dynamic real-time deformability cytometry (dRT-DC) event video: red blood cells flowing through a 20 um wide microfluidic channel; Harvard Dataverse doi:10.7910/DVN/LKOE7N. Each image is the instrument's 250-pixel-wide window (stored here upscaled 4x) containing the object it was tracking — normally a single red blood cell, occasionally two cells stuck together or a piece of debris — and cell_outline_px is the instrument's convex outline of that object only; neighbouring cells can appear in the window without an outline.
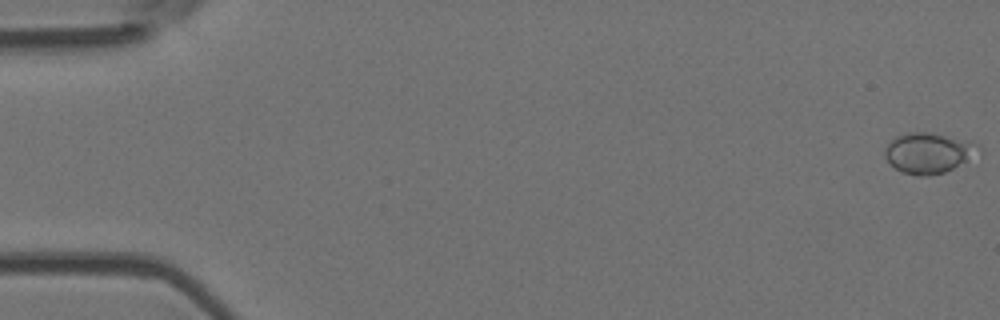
{"species": "Egyptian fruit bat (a non-hibernating species)", "species_latin": "Rousettus aegyptiacus", "temperature_condition": "room temperature", "stored_images_in_passage": 18, "camera_frame_rate_fps": 3000, "um_per_image_px": 0.085, "animal": {"sex": "female"}, "frame": {"image": 1, "passage_image": 1, "time_ms": 0.0, "image_size_px": [1000, 320], "cell_outline_px": [[984, 152], [944, 172], [928, 176], [916, 176], [904, 172], [896, 168], [884, 156], [884, 148], [896, 136], [912, 132], [928, 132], [972, 140], [980, 144]], "centroid_in_image_um": [79.01, 12.98], "position_along_channel_um": 6.0, "area_um2": 22.37}}
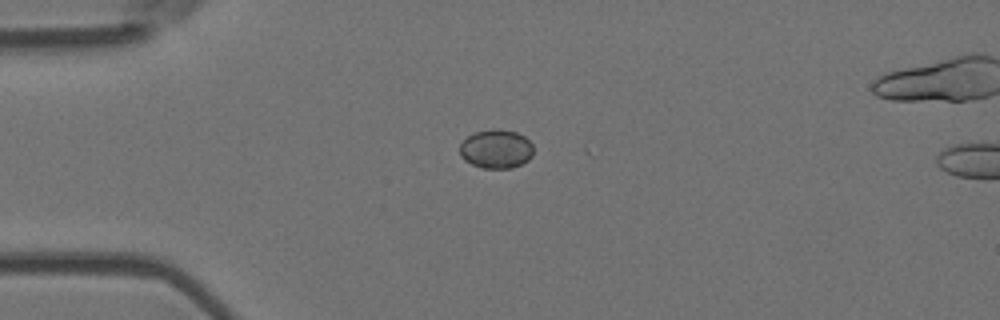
{"frame": {"image": 2, "passage_image": 14, "time_ms": 4.333, "image_size_px": [1000, 320], "cell_outline_px": [[532, 156], [528, 160], [512, 168], [484, 168], [472, 164], [464, 160], [460, 156], [460, 144], [468, 136], [476, 132], [492, 128], [496, 128], [516, 132], [524, 136], [532, 144]], "centroid_in_image_um": [42.16, 12.66], "position_along_channel_um": 42.8, "area_um2": 16.65}}